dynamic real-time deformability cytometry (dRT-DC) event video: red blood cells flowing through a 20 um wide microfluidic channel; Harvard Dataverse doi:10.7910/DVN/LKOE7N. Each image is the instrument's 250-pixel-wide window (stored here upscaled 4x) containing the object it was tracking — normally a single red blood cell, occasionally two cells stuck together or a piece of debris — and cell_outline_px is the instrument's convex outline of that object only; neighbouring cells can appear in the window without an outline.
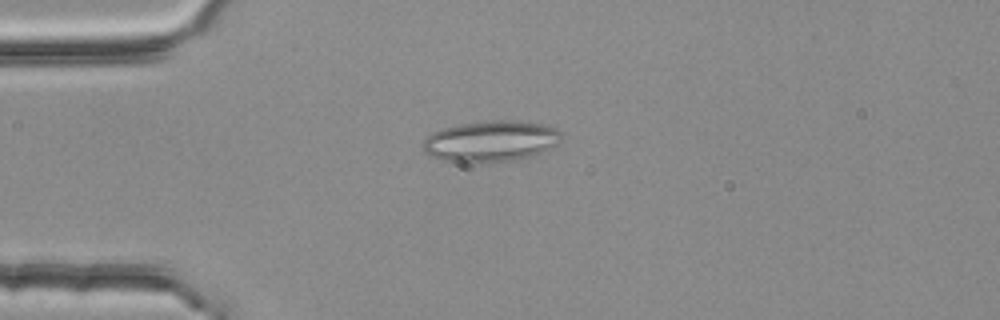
{"species": "common noctule bat (a hibernating species)", "species_latin": "Nyctalus noctula", "temperature_condition": "room temperature", "stored_images_in_passage": 4, "camera_frame_rate_fps": 3000, "um_per_image_px": 0.085, "animal": {"sex": "female", "body_mass_g": 25.1}, "frame": {"image": 1, "passage_image": 3, "time_ms": 0.667, "image_size_px": [1000, 320], "cell_outline_px": [[564, 136], [556, 144], [540, 152], [528, 156], [512, 160], [444, 160], [428, 156], [424, 152], [424, 140], [432, 132], [444, 128], [460, 124], [492, 120], [520, 120], [540, 124], [556, 128]], "centroid_in_image_um": [41.73, 11.95], "position_along_channel_um": 43.3, "area_um2": 32.14}}